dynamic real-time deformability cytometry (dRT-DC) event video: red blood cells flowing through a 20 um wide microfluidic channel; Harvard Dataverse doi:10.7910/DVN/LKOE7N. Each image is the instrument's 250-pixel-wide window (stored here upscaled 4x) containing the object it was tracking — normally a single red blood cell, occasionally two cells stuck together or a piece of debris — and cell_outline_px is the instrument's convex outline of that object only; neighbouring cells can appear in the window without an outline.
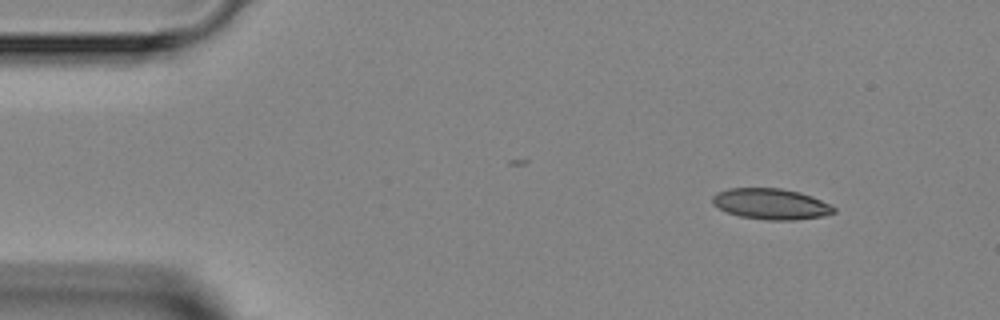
{"species": "Egyptian fruit bat (a non-hibernating species)", "species_latin": "Rousettus aegyptiacus", "temperature_condition": "room temperature", "stored_images_in_passage": 4, "camera_frame_rate_fps": 3000, "um_per_image_px": 0.085, "animal": {"sex": "female"}, "frame": {"image": 1, "passage_image": 1, "time_ms": 0.0, "image_size_px": [1000, 320], "cell_outline_px": [[836, 212], [824, 216], [796, 220], [768, 220], [740, 216], [728, 212], [712, 204], [712, 196], [716, 192], [728, 188], [780, 188], [800, 192], [812, 196], [836, 208]], "centroid_in_image_um": [65.53, 17.33], "position_along_channel_um": 19.5, "area_um2": 21.85}}
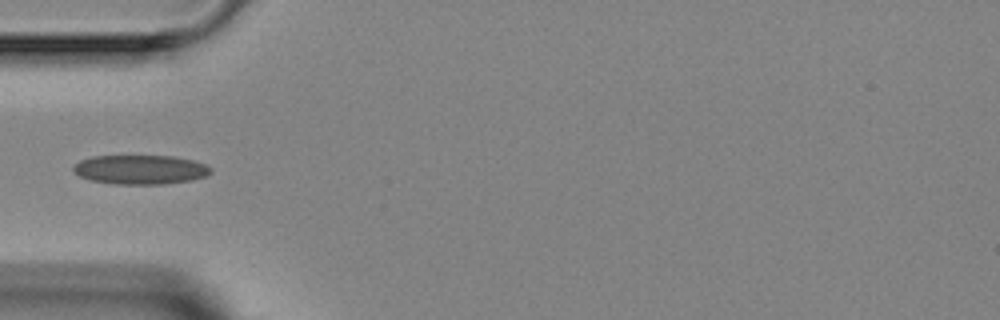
{"frame": {"image": 2, "passage_image": 4, "time_ms": 3.333, "image_size_px": [1000, 320], "cell_outline_px": [[212, 172], [208, 176], [192, 180], [164, 184], [112, 184], [92, 180], [80, 176], [72, 172], [72, 164], [80, 160], [92, 156], [172, 156], [192, 160], [204, 164], [212, 168]], "centroid_in_image_um": [11.91, 14.42], "position_along_channel_um": 73.1, "area_um2": 23.64}}